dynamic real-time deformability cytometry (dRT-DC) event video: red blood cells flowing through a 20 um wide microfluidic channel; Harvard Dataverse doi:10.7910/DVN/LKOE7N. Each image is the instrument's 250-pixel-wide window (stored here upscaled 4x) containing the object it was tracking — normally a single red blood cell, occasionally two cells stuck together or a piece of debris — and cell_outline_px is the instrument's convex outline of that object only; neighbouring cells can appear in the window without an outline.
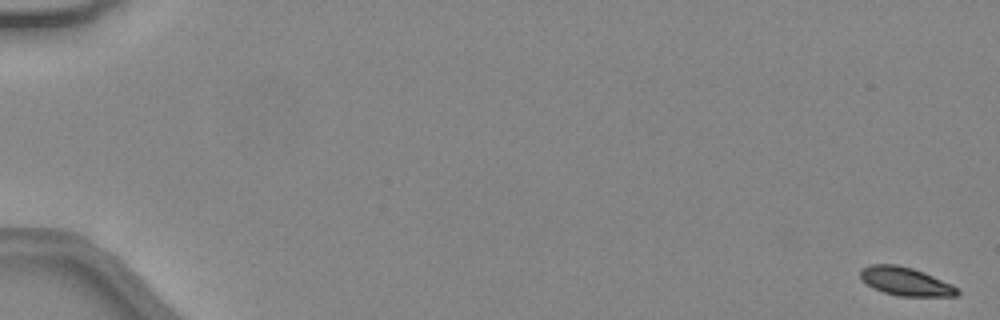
{"species": "common noctule bat (a hibernating species)", "species_latin": "Nyctalus noctula", "temperature_condition": "warm", "stored_images_in_passage": 36, "camera_frame_rate_fps": 3000, "um_per_image_px": 0.085, "animal": {"sex": "female", "body_mass_g": 24.6, "forearm_length_mm": 56.2}, "frame": {"image": 1, "passage_image": 1, "time_ms": 0.0, "image_size_px": [1000, 320], "cell_outline_px": [[960, 292], [956, 296], [900, 296], [884, 292], [872, 288], [860, 276], [860, 268], [868, 264], [896, 264], [912, 268], [924, 272], [952, 284], [960, 288]], "centroid_in_image_um": [76.99, 23.91], "position_along_channel_um": 8.0, "area_um2": 16.13}}
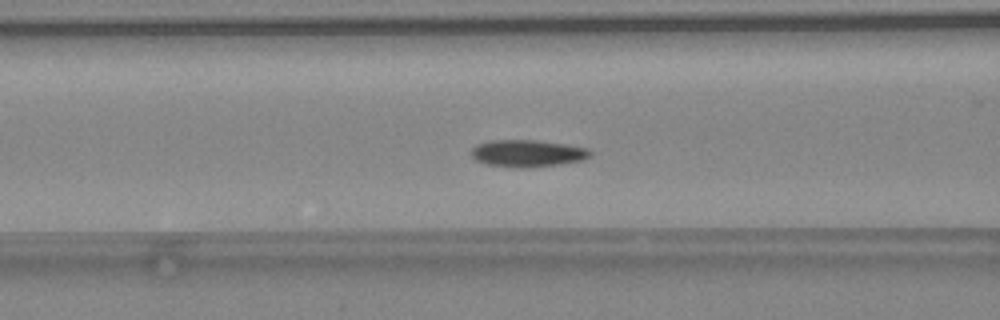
{"frame": {"image": 2, "passage_image": 22, "time_ms": 7.0, "image_size_px": [1000, 320], "cell_outline_px": [[592, 156], [584, 160], [556, 164], [520, 168], [488, 164], [476, 160], [468, 152], [476, 144], [492, 140], [536, 140], [564, 144], [588, 148], [592, 152]], "centroid_in_image_um": [44.83, 13.02], "position_along_channel_um": 121.8, "area_um2": 18.67}}
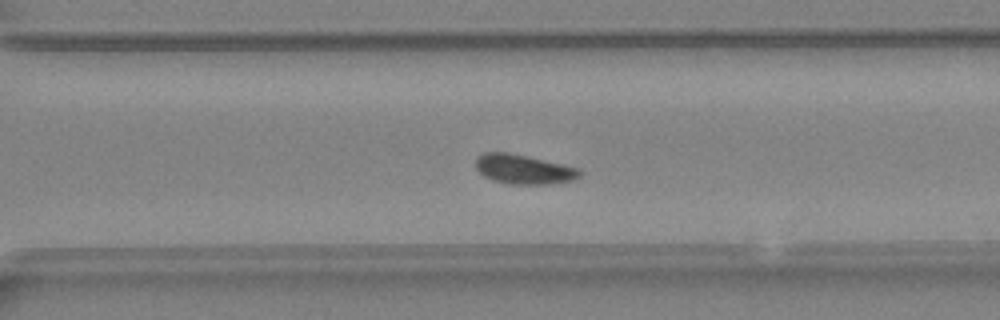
{"frame": {"image": 3, "passage_image": 36, "time_ms": 11.667, "image_size_px": [1000, 320], "cell_outline_px": [[580, 176], [572, 180], [548, 184], [508, 184], [492, 180], [484, 176], [476, 168], [476, 156], [484, 152], [508, 152], [528, 156], [564, 164], [580, 168]], "centroid_in_image_um": [44.49, 14.38], "position_along_channel_um": 326.1, "area_um2": 17.98}}